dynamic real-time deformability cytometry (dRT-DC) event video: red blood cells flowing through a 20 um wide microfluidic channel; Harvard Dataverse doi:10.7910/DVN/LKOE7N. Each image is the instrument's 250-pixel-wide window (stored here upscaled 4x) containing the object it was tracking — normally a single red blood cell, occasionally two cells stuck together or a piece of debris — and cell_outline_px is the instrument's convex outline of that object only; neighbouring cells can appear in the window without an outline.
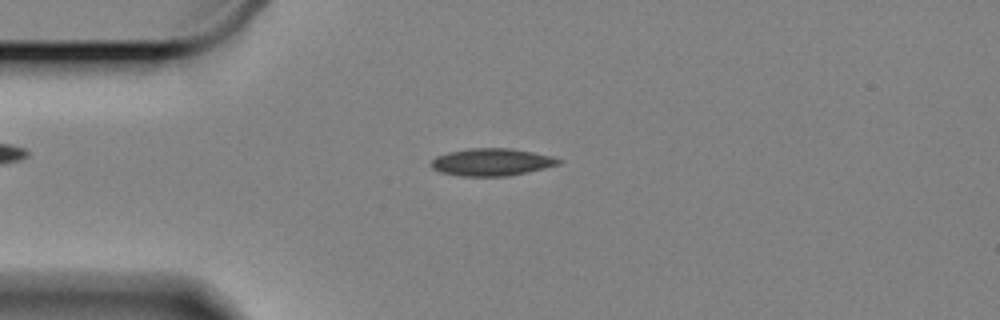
{"species": "Egyptian fruit bat (a non-hibernating species)", "species_latin": "Rousettus aegyptiacus", "temperature_condition": "cold", "stored_images_in_passage": 59, "camera_frame_rate_fps": 3000, "um_per_image_px": 0.085, "animal": {"sex": "female"}, "frame": {"image": 1, "passage_image": 14, "time_ms": 4.333, "image_size_px": [1000, 320], "cell_outline_px": [[564, 160], [560, 164], [528, 172], [508, 176], [460, 176], [440, 172], [432, 168], [432, 160], [436, 156], [448, 152], [468, 148], [512, 148], [552, 156]], "centroid_in_image_um": [41.81, 13.77], "position_along_channel_um": 43.2, "area_um2": 20.4}}
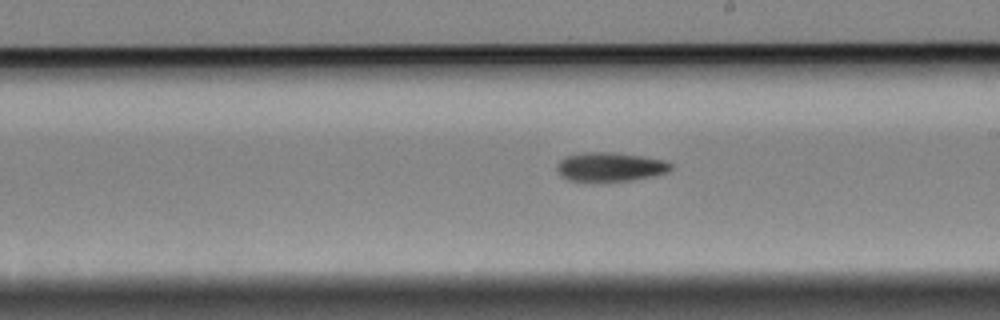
{"frame": {"image": 2, "passage_image": 33, "time_ms": 10.667, "image_size_px": [1000, 320], "cell_outline_px": [[672, 168], [668, 172], [652, 176], [632, 180], [568, 180], [560, 176], [556, 168], [556, 164], [564, 156], [584, 152], [612, 152], [640, 156], [664, 160], [672, 164]], "centroid_in_image_um": [51.83, 14.16], "position_along_channel_um": 237.2, "area_um2": 19.07}}
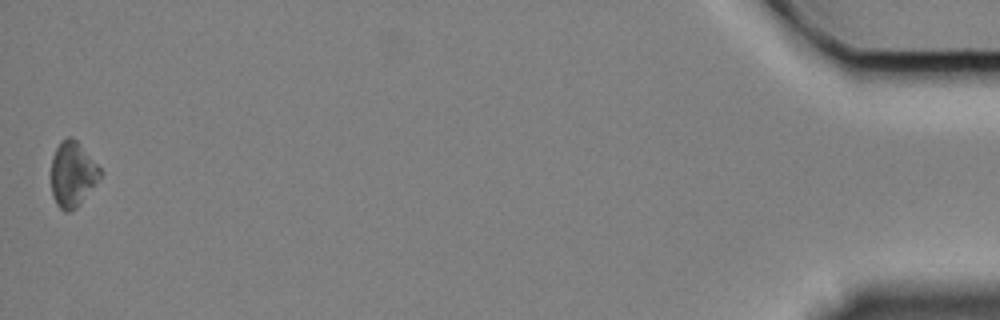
{"frame": {"image": 3, "passage_image": 59, "time_ms": 19.333, "image_size_px": [1000, 320], "cell_outline_px": [[104, 172], [80, 204], [76, 208], [68, 212], [64, 212], [56, 204], [52, 196], [52, 156], [60, 140], [68, 136], [72, 136], [76, 140]], "centroid_in_image_um": [6.17, 14.8], "position_along_channel_um": 429.0, "area_um2": 18.61}, "authors_computed_cell_mechanics": {"area_um2": 19.074, "velocity_mm_per_s": 3.3105, "shape_relaxation_time_tau1_ms": 4.0388, "shape_relaxation_time_tau2_ms": 5.6462, "deformation_change_tau1": 0.0988, "deformation_change_tau2": 0.1039}}